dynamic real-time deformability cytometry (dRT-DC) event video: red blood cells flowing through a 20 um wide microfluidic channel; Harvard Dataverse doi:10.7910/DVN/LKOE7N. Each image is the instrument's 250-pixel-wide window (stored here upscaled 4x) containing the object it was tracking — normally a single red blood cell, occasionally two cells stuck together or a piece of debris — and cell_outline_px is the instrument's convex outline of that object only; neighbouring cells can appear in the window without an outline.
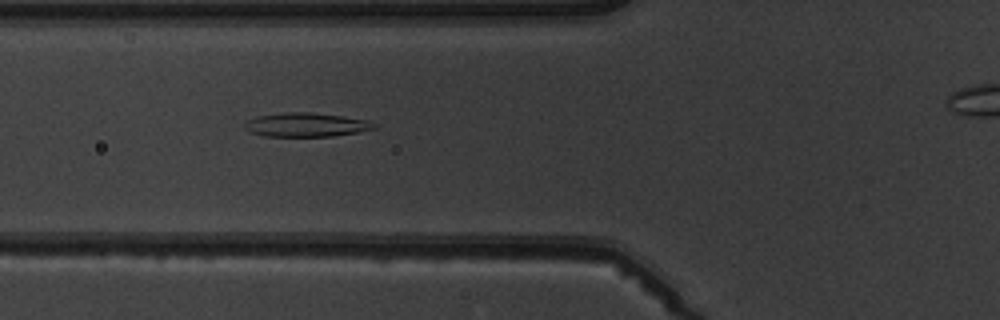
{"species": "common noctule bat (a hibernating species)", "species_latin": "Nyctalus noctula", "temperature_condition": "warm", "stored_images_in_passage": 6, "segment_of_instrument_passage": [1, 2], "camera_frame_rate_fps": 3000, "um_per_image_px": 0.085, "animal": {"sex": "male", "body_mass_g": 19.5, "forearm_length_mm": 54.6}, "frame": {"image": 1, "passage_image": 5, "time_ms": 5.333, "image_size_px": [1000, 320], "cell_outline_px": [[376, 128], [356, 132], [332, 136], [264, 136], [248, 132], [244, 128], [244, 124], [248, 120], [256, 116], [284, 112], [308, 112], [344, 116], [368, 120], [376, 124]], "centroid_in_image_um": [25.98, 10.6], "position_along_channel_um": 99.8, "area_um2": 18.09}}